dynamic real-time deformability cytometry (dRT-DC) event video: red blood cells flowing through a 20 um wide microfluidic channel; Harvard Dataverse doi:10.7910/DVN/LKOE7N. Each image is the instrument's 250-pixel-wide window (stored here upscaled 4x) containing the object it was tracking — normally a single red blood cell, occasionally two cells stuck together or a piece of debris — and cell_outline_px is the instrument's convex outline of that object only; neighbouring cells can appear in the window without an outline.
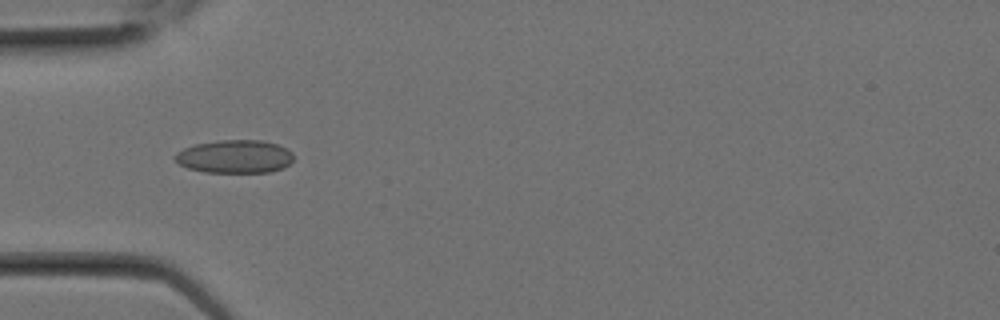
{"species": "Egyptian fruit bat (a non-hibernating species)", "species_latin": "Rousettus aegyptiacus", "temperature_condition": "room temperature", "stored_images_in_passage": 3, "camera_frame_rate_fps": 3000, "um_per_image_px": 0.085, "animal": {"sex": "female"}, "frame": {"image": 1, "passage_image": 3, "time_ms": 0.667, "image_size_px": [1000, 320], "cell_outline_px": [[292, 160], [284, 168], [268, 172], [204, 172], [188, 168], [180, 164], [172, 156], [176, 152], [184, 148], [196, 144], [220, 140], [260, 140], [276, 144], [292, 152]], "centroid_in_image_um": [19.93, 13.31], "position_along_channel_um": 65.1, "area_um2": 22.77}}